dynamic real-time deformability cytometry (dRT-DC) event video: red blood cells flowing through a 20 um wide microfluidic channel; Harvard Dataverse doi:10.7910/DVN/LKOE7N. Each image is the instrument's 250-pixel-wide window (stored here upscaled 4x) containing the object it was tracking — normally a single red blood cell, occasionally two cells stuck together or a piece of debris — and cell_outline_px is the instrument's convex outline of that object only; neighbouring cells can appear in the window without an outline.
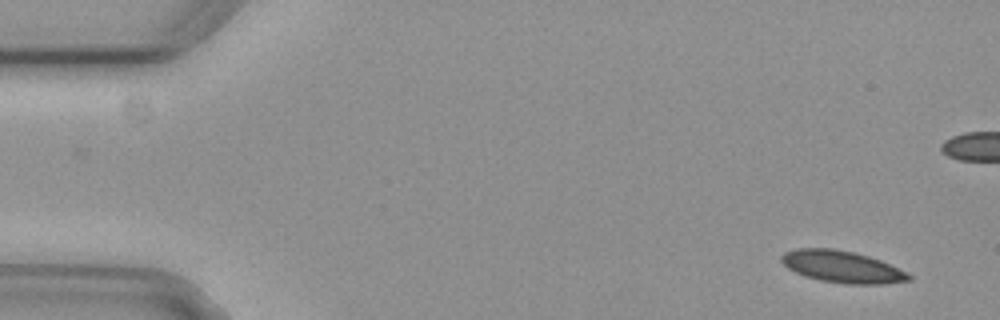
{"species": "common noctule bat (a hibernating species)", "species_latin": "Nyctalus noctula", "temperature_condition": "cold", "stored_images_in_passage": 2, "camera_frame_rate_fps": 3000, "um_per_image_px": 0.085, "animal": {"sex": "female", "body_mass_g": 29.2, "forearm_length_mm": 56.3}, "frame": {"image": 1, "passage_image": 2, "time_ms": 0.333, "image_size_px": [1000, 320], "cell_outline_px": [[912, 280], [884, 284], [848, 284], [820, 280], [804, 276], [788, 268], [780, 260], [780, 256], [784, 252], [796, 248], [832, 248], [856, 252], [880, 260], [912, 276]], "centroid_in_image_um": [71.54, 22.67], "position_along_channel_um": 13.5, "area_um2": 23.58}}